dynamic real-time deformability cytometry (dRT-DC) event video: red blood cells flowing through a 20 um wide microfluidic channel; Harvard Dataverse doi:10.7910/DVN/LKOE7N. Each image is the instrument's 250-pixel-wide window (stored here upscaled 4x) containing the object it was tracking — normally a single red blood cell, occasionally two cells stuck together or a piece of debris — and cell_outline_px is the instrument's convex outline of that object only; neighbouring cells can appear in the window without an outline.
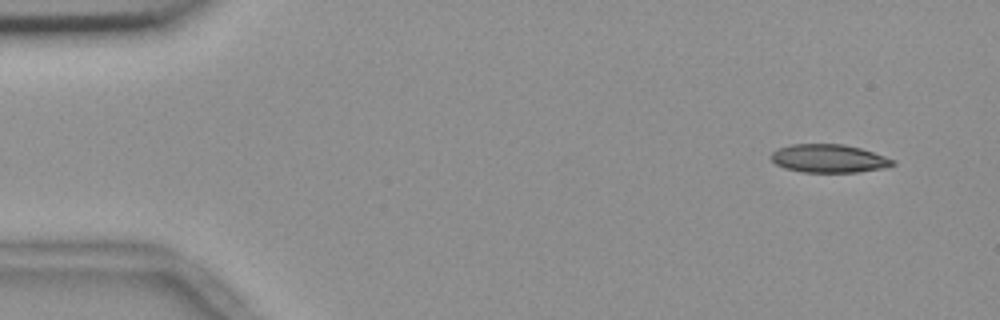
{"species": "common noctule bat (a hibernating species)", "species_latin": "Nyctalus noctula", "temperature_condition": "room temperature", "stored_images_in_passage": 32, "camera_frame_rate_fps": 3000, "um_per_image_px": 0.085, "animal": {"sex": "female", "body_mass_g": 18.4}, "frame": {"image": 1, "passage_image": 1, "time_ms": 0.0, "image_size_px": [1000, 320], "cell_outline_px": [[896, 164], [884, 168], [856, 172], [804, 172], [784, 168], [776, 164], [772, 160], [772, 152], [776, 148], [792, 144], [844, 144], [860, 148], [896, 160]], "centroid_in_image_um": [70.45, 13.47], "position_along_channel_um": 14.5, "area_um2": 20.0}}
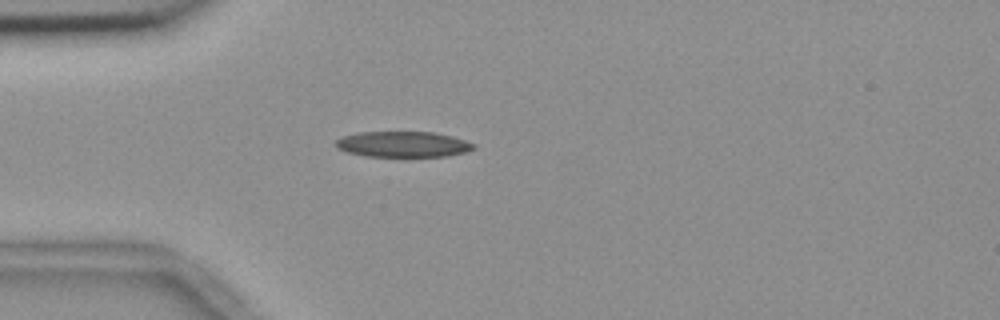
{"frame": {"image": 2, "passage_image": 12, "time_ms": 3.667, "image_size_px": [1000, 320], "cell_outline_px": [[476, 148], [464, 152], [448, 156], [364, 156], [348, 152], [336, 148], [336, 140], [340, 136], [360, 132], [432, 132], [452, 136], [476, 144]], "centroid_in_image_um": [34.24, 12.26], "position_along_channel_um": 50.8, "area_um2": 20.63}}
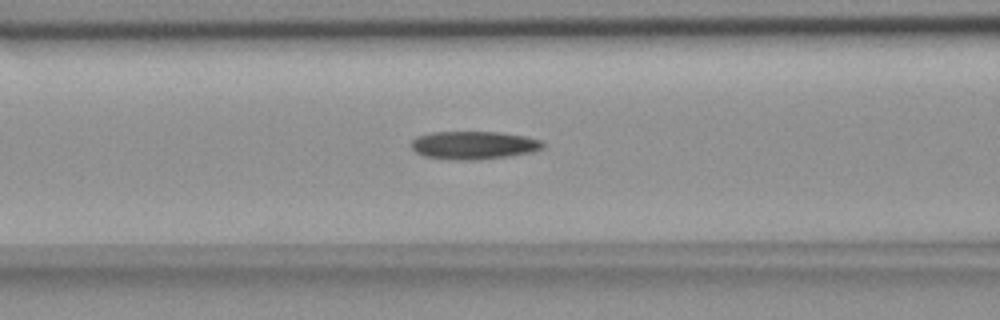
{"frame": {"image": 3, "passage_image": 19, "time_ms": 6.0, "image_size_px": [1000, 320], "cell_outline_px": [[544, 148], [532, 152], [508, 156], [476, 160], [460, 160], [424, 156], [416, 152], [412, 148], [412, 140], [416, 136], [432, 132], [500, 132], [524, 136], [540, 140], [544, 144]], "centroid_in_image_um": [40.27, 12.34], "position_along_channel_um": 126.3, "area_um2": 21.44}}